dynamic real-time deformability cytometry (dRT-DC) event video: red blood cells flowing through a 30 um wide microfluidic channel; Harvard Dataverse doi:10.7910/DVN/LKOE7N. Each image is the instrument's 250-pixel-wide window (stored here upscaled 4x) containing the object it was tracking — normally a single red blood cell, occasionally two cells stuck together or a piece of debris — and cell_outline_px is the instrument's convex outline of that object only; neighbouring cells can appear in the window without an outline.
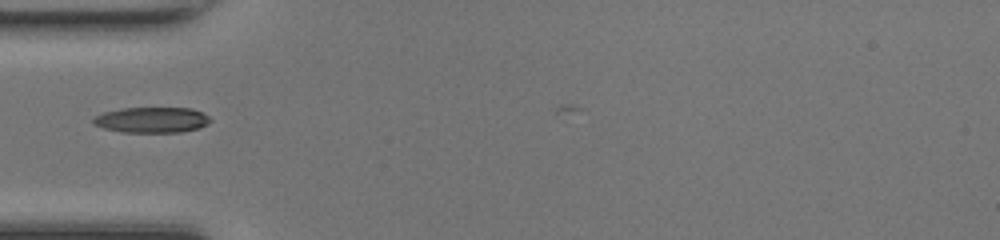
{"species": "common noctule bat (a hibernating species)", "species_latin": "Nyctalus noctula", "temperature_condition": "room temperature", "stored_images_in_passage": 6, "camera_frame_rate_fps": 3000, "um_per_image_px": 0.085, "animal": {"sex": "female", "body_mass_g": 17.0, "forearm_length_mm": 48.0}, "frame": {"image": 1, "passage_image": 4, "time_ms": 1.0, "image_size_px": [1000, 240], "cell_outline_px": [[212, 120], [208, 124], [200, 128], [180, 132], [120, 132], [104, 128], [92, 124], [92, 120], [96, 116], [104, 112], [120, 108], [192, 108], [204, 112]], "centroid_in_image_um": [12.93, 10.19], "position_along_channel_um": 72.1, "area_um2": 17.63}}